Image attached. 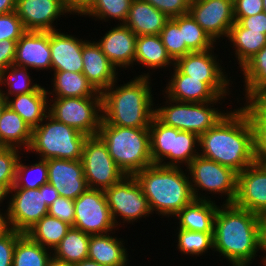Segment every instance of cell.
I'll list each match as a JSON object with an SVG mask.
<instances>
[{
    "label": "cell",
    "instance_id": "f907efd6",
    "mask_svg": "<svg viewBox=\"0 0 266 266\" xmlns=\"http://www.w3.org/2000/svg\"><path fill=\"white\" fill-rule=\"evenodd\" d=\"M242 27L250 29V31H262L266 34V13L261 12L249 17H234Z\"/></svg>",
    "mask_w": 266,
    "mask_h": 266
},
{
    "label": "cell",
    "instance_id": "74e56055",
    "mask_svg": "<svg viewBox=\"0 0 266 266\" xmlns=\"http://www.w3.org/2000/svg\"><path fill=\"white\" fill-rule=\"evenodd\" d=\"M52 251L23 234L15 244L12 266H46Z\"/></svg>",
    "mask_w": 266,
    "mask_h": 266
},
{
    "label": "cell",
    "instance_id": "2e32d148",
    "mask_svg": "<svg viewBox=\"0 0 266 266\" xmlns=\"http://www.w3.org/2000/svg\"><path fill=\"white\" fill-rule=\"evenodd\" d=\"M189 14L216 44L235 23L233 0H191Z\"/></svg>",
    "mask_w": 266,
    "mask_h": 266
},
{
    "label": "cell",
    "instance_id": "8992f818",
    "mask_svg": "<svg viewBox=\"0 0 266 266\" xmlns=\"http://www.w3.org/2000/svg\"><path fill=\"white\" fill-rule=\"evenodd\" d=\"M85 134L55 120L49 114L32 129V139L28 153L38 154L39 159L51 158L81 160Z\"/></svg>",
    "mask_w": 266,
    "mask_h": 266
},
{
    "label": "cell",
    "instance_id": "d6986e66",
    "mask_svg": "<svg viewBox=\"0 0 266 266\" xmlns=\"http://www.w3.org/2000/svg\"><path fill=\"white\" fill-rule=\"evenodd\" d=\"M47 166L48 183L59 196L75 200L88 189L81 160L51 158Z\"/></svg>",
    "mask_w": 266,
    "mask_h": 266
},
{
    "label": "cell",
    "instance_id": "e575fe53",
    "mask_svg": "<svg viewBox=\"0 0 266 266\" xmlns=\"http://www.w3.org/2000/svg\"><path fill=\"white\" fill-rule=\"evenodd\" d=\"M70 228L71 225L68 223L47 214L25 234L32 241L52 251L58 246Z\"/></svg>",
    "mask_w": 266,
    "mask_h": 266
},
{
    "label": "cell",
    "instance_id": "ee69618b",
    "mask_svg": "<svg viewBox=\"0 0 266 266\" xmlns=\"http://www.w3.org/2000/svg\"><path fill=\"white\" fill-rule=\"evenodd\" d=\"M20 149L0 146V182L9 190L15 184L16 168L20 154Z\"/></svg>",
    "mask_w": 266,
    "mask_h": 266
},
{
    "label": "cell",
    "instance_id": "1f68e13d",
    "mask_svg": "<svg viewBox=\"0 0 266 266\" xmlns=\"http://www.w3.org/2000/svg\"><path fill=\"white\" fill-rule=\"evenodd\" d=\"M227 39L235 50L234 56L240 69L266 45V34L262 31H250L238 22L230 28Z\"/></svg>",
    "mask_w": 266,
    "mask_h": 266
},
{
    "label": "cell",
    "instance_id": "4dcf8cb0",
    "mask_svg": "<svg viewBox=\"0 0 266 266\" xmlns=\"http://www.w3.org/2000/svg\"><path fill=\"white\" fill-rule=\"evenodd\" d=\"M157 70L174 67V61L168 55L160 35H140L136 39L134 64Z\"/></svg>",
    "mask_w": 266,
    "mask_h": 266
},
{
    "label": "cell",
    "instance_id": "f6af8a7d",
    "mask_svg": "<svg viewBox=\"0 0 266 266\" xmlns=\"http://www.w3.org/2000/svg\"><path fill=\"white\" fill-rule=\"evenodd\" d=\"M25 32L16 11L0 14V41L14 40L17 42Z\"/></svg>",
    "mask_w": 266,
    "mask_h": 266
},
{
    "label": "cell",
    "instance_id": "7bdbcfd3",
    "mask_svg": "<svg viewBox=\"0 0 266 266\" xmlns=\"http://www.w3.org/2000/svg\"><path fill=\"white\" fill-rule=\"evenodd\" d=\"M159 35L168 55L174 62L180 57L191 53L186 47L185 41H183L182 30L172 18L165 23Z\"/></svg>",
    "mask_w": 266,
    "mask_h": 266
},
{
    "label": "cell",
    "instance_id": "6da1fadb",
    "mask_svg": "<svg viewBox=\"0 0 266 266\" xmlns=\"http://www.w3.org/2000/svg\"><path fill=\"white\" fill-rule=\"evenodd\" d=\"M199 155L240 173L256 162L254 131L240 107L232 109L213 128L199 136Z\"/></svg>",
    "mask_w": 266,
    "mask_h": 266
},
{
    "label": "cell",
    "instance_id": "ab89813d",
    "mask_svg": "<svg viewBox=\"0 0 266 266\" xmlns=\"http://www.w3.org/2000/svg\"><path fill=\"white\" fill-rule=\"evenodd\" d=\"M176 248L183 255L201 256L214 250L213 233L195 232L185 229H177Z\"/></svg>",
    "mask_w": 266,
    "mask_h": 266
},
{
    "label": "cell",
    "instance_id": "836d02e7",
    "mask_svg": "<svg viewBox=\"0 0 266 266\" xmlns=\"http://www.w3.org/2000/svg\"><path fill=\"white\" fill-rule=\"evenodd\" d=\"M240 71L245 87L242 100L266 96V45Z\"/></svg>",
    "mask_w": 266,
    "mask_h": 266
},
{
    "label": "cell",
    "instance_id": "6f0895ef",
    "mask_svg": "<svg viewBox=\"0 0 266 266\" xmlns=\"http://www.w3.org/2000/svg\"><path fill=\"white\" fill-rule=\"evenodd\" d=\"M0 209V236L5 234L9 229V223H8V215H7V210L1 211Z\"/></svg>",
    "mask_w": 266,
    "mask_h": 266
},
{
    "label": "cell",
    "instance_id": "d4e9b609",
    "mask_svg": "<svg viewBox=\"0 0 266 266\" xmlns=\"http://www.w3.org/2000/svg\"><path fill=\"white\" fill-rule=\"evenodd\" d=\"M215 200L194 199L174 217L179 220L177 229L214 233V220L218 204Z\"/></svg>",
    "mask_w": 266,
    "mask_h": 266
},
{
    "label": "cell",
    "instance_id": "484cf974",
    "mask_svg": "<svg viewBox=\"0 0 266 266\" xmlns=\"http://www.w3.org/2000/svg\"><path fill=\"white\" fill-rule=\"evenodd\" d=\"M110 234L114 233L90 235L88 259L103 266H128L131 260L123 239Z\"/></svg>",
    "mask_w": 266,
    "mask_h": 266
},
{
    "label": "cell",
    "instance_id": "db71d44e",
    "mask_svg": "<svg viewBox=\"0 0 266 266\" xmlns=\"http://www.w3.org/2000/svg\"><path fill=\"white\" fill-rule=\"evenodd\" d=\"M44 197H45V204L50 207L53 202L59 198L58 191L53 187V185L46 183L44 184Z\"/></svg>",
    "mask_w": 266,
    "mask_h": 266
},
{
    "label": "cell",
    "instance_id": "5bb4252c",
    "mask_svg": "<svg viewBox=\"0 0 266 266\" xmlns=\"http://www.w3.org/2000/svg\"><path fill=\"white\" fill-rule=\"evenodd\" d=\"M214 49L215 47L202 52L188 53L177 59L174 66L182 74L195 79H202V82H205L219 97L228 96L231 94L230 87L233 81L228 78L224 70L226 68H223L219 63L218 55H215Z\"/></svg>",
    "mask_w": 266,
    "mask_h": 266
},
{
    "label": "cell",
    "instance_id": "94428289",
    "mask_svg": "<svg viewBox=\"0 0 266 266\" xmlns=\"http://www.w3.org/2000/svg\"><path fill=\"white\" fill-rule=\"evenodd\" d=\"M74 266H103V265H100L98 262L87 258L75 264Z\"/></svg>",
    "mask_w": 266,
    "mask_h": 266
},
{
    "label": "cell",
    "instance_id": "83f0119b",
    "mask_svg": "<svg viewBox=\"0 0 266 266\" xmlns=\"http://www.w3.org/2000/svg\"><path fill=\"white\" fill-rule=\"evenodd\" d=\"M49 97L45 86H40L35 92L7 98V106L33 129L48 115Z\"/></svg>",
    "mask_w": 266,
    "mask_h": 266
},
{
    "label": "cell",
    "instance_id": "11a10c76",
    "mask_svg": "<svg viewBox=\"0 0 266 266\" xmlns=\"http://www.w3.org/2000/svg\"><path fill=\"white\" fill-rule=\"evenodd\" d=\"M260 224H261V252H264L261 256V264L263 266L266 265V215L261 216L260 218ZM265 254V255H264Z\"/></svg>",
    "mask_w": 266,
    "mask_h": 266
},
{
    "label": "cell",
    "instance_id": "9f6ffc18",
    "mask_svg": "<svg viewBox=\"0 0 266 266\" xmlns=\"http://www.w3.org/2000/svg\"><path fill=\"white\" fill-rule=\"evenodd\" d=\"M16 11V0H0V14Z\"/></svg>",
    "mask_w": 266,
    "mask_h": 266
},
{
    "label": "cell",
    "instance_id": "f1b7e54d",
    "mask_svg": "<svg viewBox=\"0 0 266 266\" xmlns=\"http://www.w3.org/2000/svg\"><path fill=\"white\" fill-rule=\"evenodd\" d=\"M53 90L47 94L54 98L70 97H102L83 73L69 71H53Z\"/></svg>",
    "mask_w": 266,
    "mask_h": 266
},
{
    "label": "cell",
    "instance_id": "4316f807",
    "mask_svg": "<svg viewBox=\"0 0 266 266\" xmlns=\"http://www.w3.org/2000/svg\"><path fill=\"white\" fill-rule=\"evenodd\" d=\"M169 19L150 3L133 0L124 25L129 27L136 36L159 35Z\"/></svg>",
    "mask_w": 266,
    "mask_h": 266
},
{
    "label": "cell",
    "instance_id": "680465c9",
    "mask_svg": "<svg viewBox=\"0 0 266 266\" xmlns=\"http://www.w3.org/2000/svg\"><path fill=\"white\" fill-rule=\"evenodd\" d=\"M46 266H74L72 264H69L65 261H62V260H59V259H56L55 257H51L48 262H47V265Z\"/></svg>",
    "mask_w": 266,
    "mask_h": 266
},
{
    "label": "cell",
    "instance_id": "f35d334b",
    "mask_svg": "<svg viewBox=\"0 0 266 266\" xmlns=\"http://www.w3.org/2000/svg\"><path fill=\"white\" fill-rule=\"evenodd\" d=\"M182 30L183 41L191 52H202L212 49L216 43L188 14L172 18Z\"/></svg>",
    "mask_w": 266,
    "mask_h": 266
},
{
    "label": "cell",
    "instance_id": "f546056e",
    "mask_svg": "<svg viewBox=\"0 0 266 266\" xmlns=\"http://www.w3.org/2000/svg\"><path fill=\"white\" fill-rule=\"evenodd\" d=\"M32 139V128L8 106L0 117V146L28 150ZM23 147V148H22Z\"/></svg>",
    "mask_w": 266,
    "mask_h": 266
},
{
    "label": "cell",
    "instance_id": "4fadbf2b",
    "mask_svg": "<svg viewBox=\"0 0 266 266\" xmlns=\"http://www.w3.org/2000/svg\"><path fill=\"white\" fill-rule=\"evenodd\" d=\"M75 217L72 227L89 235L106 234L117 228L103 190L87 189L74 200Z\"/></svg>",
    "mask_w": 266,
    "mask_h": 266
},
{
    "label": "cell",
    "instance_id": "d6a6232c",
    "mask_svg": "<svg viewBox=\"0 0 266 266\" xmlns=\"http://www.w3.org/2000/svg\"><path fill=\"white\" fill-rule=\"evenodd\" d=\"M244 104L241 108L249 117L254 131L256 162L266 164V96L248 99Z\"/></svg>",
    "mask_w": 266,
    "mask_h": 266
},
{
    "label": "cell",
    "instance_id": "ffe728a7",
    "mask_svg": "<svg viewBox=\"0 0 266 266\" xmlns=\"http://www.w3.org/2000/svg\"><path fill=\"white\" fill-rule=\"evenodd\" d=\"M13 64L51 71L50 32L26 31L17 41Z\"/></svg>",
    "mask_w": 266,
    "mask_h": 266
},
{
    "label": "cell",
    "instance_id": "30bf717a",
    "mask_svg": "<svg viewBox=\"0 0 266 266\" xmlns=\"http://www.w3.org/2000/svg\"><path fill=\"white\" fill-rule=\"evenodd\" d=\"M50 98L48 114L55 120L86 136L98 134L102 121V97Z\"/></svg>",
    "mask_w": 266,
    "mask_h": 266
},
{
    "label": "cell",
    "instance_id": "be15d7a7",
    "mask_svg": "<svg viewBox=\"0 0 266 266\" xmlns=\"http://www.w3.org/2000/svg\"><path fill=\"white\" fill-rule=\"evenodd\" d=\"M263 3V12L266 13V0H262Z\"/></svg>",
    "mask_w": 266,
    "mask_h": 266
},
{
    "label": "cell",
    "instance_id": "60d3db41",
    "mask_svg": "<svg viewBox=\"0 0 266 266\" xmlns=\"http://www.w3.org/2000/svg\"><path fill=\"white\" fill-rule=\"evenodd\" d=\"M21 159L18 160L15 184L11 188L38 189L48 183L47 160L38 159L37 163L25 165Z\"/></svg>",
    "mask_w": 266,
    "mask_h": 266
},
{
    "label": "cell",
    "instance_id": "277c9868",
    "mask_svg": "<svg viewBox=\"0 0 266 266\" xmlns=\"http://www.w3.org/2000/svg\"><path fill=\"white\" fill-rule=\"evenodd\" d=\"M183 170L152 164L134 174L152 213L172 218L195 199L189 174Z\"/></svg>",
    "mask_w": 266,
    "mask_h": 266
},
{
    "label": "cell",
    "instance_id": "6125c7cd",
    "mask_svg": "<svg viewBox=\"0 0 266 266\" xmlns=\"http://www.w3.org/2000/svg\"><path fill=\"white\" fill-rule=\"evenodd\" d=\"M6 106H7V99L0 94V117L2 111L6 108Z\"/></svg>",
    "mask_w": 266,
    "mask_h": 266
},
{
    "label": "cell",
    "instance_id": "9a60e30c",
    "mask_svg": "<svg viewBox=\"0 0 266 266\" xmlns=\"http://www.w3.org/2000/svg\"><path fill=\"white\" fill-rule=\"evenodd\" d=\"M14 193V194H13ZM7 201L8 223L11 229L25 234L48 214L45 204L44 184L38 189L11 188Z\"/></svg>",
    "mask_w": 266,
    "mask_h": 266
},
{
    "label": "cell",
    "instance_id": "b9f144b4",
    "mask_svg": "<svg viewBox=\"0 0 266 266\" xmlns=\"http://www.w3.org/2000/svg\"><path fill=\"white\" fill-rule=\"evenodd\" d=\"M133 0H95L91 7L83 14L85 17L102 20L104 22L119 20L124 24ZM95 17V18H94ZM110 18V19H109ZM109 19V20H108Z\"/></svg>",
    "mask_w": 266,
    "mask_h": 266
},
{
    "label": "cell",
    "instance_id": "44dd1931",
    "mask_svg": "<svg viewBox=\"0 0 266 266\" xmlns=\"http://www.w3.org/2000/svg\"><path fill=\"white\" fill-rule=\"evenodd\" d=\"M136 39L137 36L129 27L118 23L96 43L117 70H126L134 66Z\"/></svg>",
    "mask_w": 266,
    "mask_h": 266
},
{
    "label": "cell",
    "instance_id": "7a4b0ae2",
    "mask_svg": "<svg viewBox=\"0 0 266 266\" xmlns=\"http://www.w3.org/2000/svg\"><path fill=\"white\" fill-rule=\"evenodd\" d=\"M256 213L234 203L218 206L214 220V253L232 266H249L261 248V224Z\"/></svg>",
    "mask_w": 266,
    "mask_h": 266
},
{
    "label": "cell",
    "instance_id": "9c48e42d",
    "mask_svg": "<svg viewBox=\"0 0 266 266\" xmlns=\"http://www.w3.org/2000/svg\"><path fill=\"white\" fill-rule=\"evenodd\" d=\"M186 168L185 171L190 174L189 179L195 199L212 200L205 194L208 192L221 195V199L223 195L227 196L223 203L235 201L238 182L236 171L200 155L196 156ZM199 190L205 192L201 194Z\"/></svg>",
    "mask_w": 266,
    "mask_h": 266
},
{
    "label": "cell",
    "instance_id": "816d5d0a",
    "mask_svg": "<svg viewBox=\"0 0 266 266\" xmlns=\"http://www.w3.org/2000/svg\"><path fill=\"white\" fill-rule=\"evenodd\" d=\"M17 42L14 40L0 41V72L13 65Z\"/></svg>",
    "mask_w": 266,
    "mask_h": 266
},
{
    "label": "cell",
    "instance_id": "d590c367",
    "mask_svg": "<svg viewBox=\"0 0 266 266\" xmlns=\"http://www.w3.org/2000/svg\"><path fill=\"white\" fill-rule=\"evenodd\" d=\"M89 240V234L71 226L65 237L52 251V256L75 265L88 258Z\"/></svg>",
    "mask_w": 266,
    "mask_h": 266
},
{
    "label": "cell",
    "instance_id": "5b68a950",
    "mask_svg": "<svg viewBox=\"0 0 266 266\" xmlns=\"http://www.w3.org/2000/svg\"><path fill=\"white\" fill-rule=\"evenodd\" d=\"M110 156L126 175L152 165L149 128H131L101 123L97 134Z\"/></svg>",
    "mask_w": 266,
    "mask_h": 266
},
{
    "label": "cell",
    "instance_id": "8fae6325",
    "mask_svg": "<svg viewBox=\"0 0 266 266\" xmlns=\"http://www.w3.org/2000/svg\"><path fill=\"white\" fill-rule=\"evenodd\" d=\"M104 192L112 218L118 229L121 227L122 221L123 225L124 223L134 225L133 223L142 217L146 218L153 215L148 200L134 175H126L121 181ZM118 217L122 221L119 222Z\"/></svg>",
    "mask_w": 266,
    "mask_h": 266
},
{
    "label": "cell",
    "instance_id": "681fc988",
    "mask_svg": "<svg viewBox=\"0 0 266 266\" xmlns=\"http://www.w3.org/2000/svg\"><path fill=\"white\" fill-rule=\"evenodd\" d=\"M234 17H249L263 12L262 0H233Z\"/></svg>",
    "mask_w": 266,
    "mask_h": 266
},
{
    "label": "cell",
    "instance_id": "7402d4cb",
    "mask_svg": "<svg viewBox=\"0 0 266 266\" xmlns=\"http://www.w3.org/2000/svg\"><path fill=\"white\" fill-rule=\"evenodd\" d=\"M75 36L60 30L50 31L51 71L82 73V50L87 40Z\"/></svg>",
    "mask_w": 266,
    "mask_h": 266
},
{
    "label": "cell",
    "instance_id": "8d00e7d4",
    "mask_svg": "<svg viewBox=\"0 0 266 266\" xmlns=\"http://www.w3.org/2000/svg\"><path fill=\"white\" fill-rule=\"evenodd\" d=\"M32 80L27 68L13 64L0 72V94L7 99L15 95L35 92L41 85L33 83ZM4 85L8 87V89L5 88L7 92L1 89Z\"/></svg>",
    "mask_w": 266,
    "mask_h": 266
},
{
    "label": "cell",
    "instance_id": "ac0fdd59",
    "mask_svg": "<svg viewBox=\"0 0 266 266\" xmlns=\"http://www.w3.org/2000/svg\"><path fill=\"white\" fill-rule=\"evenodd\" d=\"M16 12L26 31L38 32L59 30L57 19L71 15L64 0H16Z\"/></svg>",
    "mask_w": 266,
    "mask_h": 266
},
{
    "label": "cell",
    "instance_id": "c3c4849f",
    "mask_svg": "<svg viewBox=\"0 0 266 266\" xmlns=\"http://www.w3.org/2000/svg\"><path fill=\"white\" fill-rule=\"evenodd\" d=\"M22 235L10 228L0 236V266H12L15 244Z\"/></svg>",
    "mask_w": 266,
    "mask_h": 266
},
{
    "label": "cell",
    "instance_id": "3957f363",
    "mask_svg": "<svg viewBox=\"0 0 266 266\" xmlns=\"http://www.w3.org/2000/svg\"><path fill=\"white\" fill-rule=\"evenodd\" d=\"M117 86V80L102 95V121L109 125L149 128L155 114L150 74L143 73Z\"/></svg>",
    "mask_w": 266,
    "mask_h": 266
},
{
    "label": "cell",
    "instance_id": "ba28073f",
    "mask_svg": "<svg viewBox=\"0 0 266 266\" xmlns=\"http://www.w3.org/2000/svg\"><path fill=\"white\" fill-rule=\"evenodd\" d=\"M149 131L153 164L184 168L199 155V136L194 133L167 126L155 116Z\"/></svg>",
    "mask_w": 266,
    "mask_h": 266
},
{
    "label": "cell",
    "instance_id": "7dc6e473",
    "mask_svg": "<svg viewBox=\"0 0 266 266\" xmlns=\"http://www.w3.org/2000/svg\"><path fill=\"white\" fill-rule=\"evenodd\" d=\"M48 214L73 226L75 217L74 200L60 196L49 207Z\"/></svg>",
    "mask_w": 266,
    "mask_h": 266
},
{
    "label": "cell",
    "instance_id": "91938a15",
    "mask_svg": "<svg viewBox=\"0 0 266 266\" xmlns=\"http://www.w3.org/2000/svg\"><path fill=\"white\" fill-rule=\"evenodd\" d=\"M9 191L10 190L2 182H0V204H2L3 201L7 199V196L9 198Z\"/></svg>",
    "mask_w": 266,
    "mask_h": 266
},
{
    "label": "cell",
    "instance_id": "f5cc1de1",
    "mask_svg": "<svg viewBox=\"0 0 266 266\" xmlns=\"http://www.w3.org/2000/svg\"><path fill=\"white\" fill-rule=\"evenodd\" d=\"M95 0H64L67 10L73 15H82L91 7Z\"/></svg>",
    "mask_w": 266,
    "mask_h": 266
},
{
    "label": "cell",
    "instance_id": "7c38bea8",
    "mask_svg": "<svg viewBox=\"0 0 266 266\" xmlns=\"http://www.w3.org/2000/svg\"><path fill=\"white\" fill-rule=\"evenodd\" d=\"M81 161L89 189L105 191L126 176L98 135L87 136L85 139Z\"/></svg>",
    "mask_w": 266,
    "mask_h": 266
},
{
    "label": "cell",
    "instance_id": "cb8c5ba5",
    "mask_svg": "<svg viewBox=\"0 0 266 266\" xmlns=\"http://www.w3.org/2000/svg\"><path fill=\"white\" fill-rule=\"evenodd\" d=\"M171 80L163 91L165 95L180 102L203 103L216 101L219 96L202 79H195L182 74L175 66L172 68Z\"/></svg>",
    "mask_w": 266,
    "mask_h": 266
},
{
    "label": "cell",
    "instance_id": "603a6c76",
    "mask_svg": "<svg viewBox=\"0 0 266 266\" xmlns=\"http://www.w3.org/2000/svg\"><path fill=\"white\" fill-rule=\"evenodd\" d=\"M82 61V73L100 93L119 78L117 69L102 52L96 41H89L88 39L83 44Z\"/></svg>",
    "mask_w": 266,
    "mask_h": 266
},
{
    "label": "cell",
    "instance_id": "52a82bcc",
    "mask_svg": "<svg viewBox=\"0 0 266 266\" xmlns=\"http://www.w3.org/2000/svg\"><path fill=\"white\" fill-rule=\"evenodd\" d=\"M163 98L166 100L165 105L155 106L154 116L167 126L198 136L215 127L230 112L226 110L225 113V110L214 106L220 104L227 98L226 96H220L216 101L203 103L180 102L170 99L166 95Z\"/></svg>",
    "mask_w": 266,
    "mask_h": 266
},
{
    "label": "cell",
    "instance_id": "bcb514c9",
    "mask_svg": "<svg viewBox=\"0 0 266 266\" xmlns=\"http://www.w3.org/2000/svg\"><path fill=\"white\" fill-rule=\"evenodd\" d=\"M150 3L168 18L188 14L191 0H143Z\"/></svg>",
    "mask_w": 266,
    "mask_h": 266
},
{
    "label": "cell",
    "instance_id": "e0dca14e",
    "mask_svg": "<svg viewBox=\"0 0 266 266\" xmlns=\"http://www.w3.org/2000/svg\"><path fill=\"white\" fill-rule=\"evenodd\" d=\"M259 216L266 215V164L255 162L238 173L237 195L233 202Z\"/></svg>",
    "mask_w": 266,
    "mask_h": 266
}]
</instances>
